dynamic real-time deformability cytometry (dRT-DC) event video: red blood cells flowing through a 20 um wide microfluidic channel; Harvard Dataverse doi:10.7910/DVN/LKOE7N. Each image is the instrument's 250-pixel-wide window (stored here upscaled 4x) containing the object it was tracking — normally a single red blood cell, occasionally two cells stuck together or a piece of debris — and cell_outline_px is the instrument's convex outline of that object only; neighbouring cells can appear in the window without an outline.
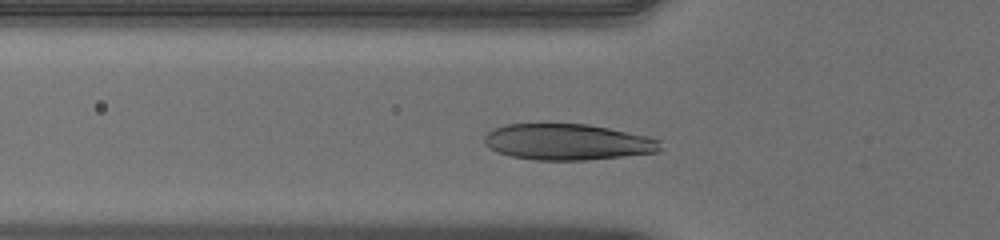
{"species": "human", "species_latin": "Homo sapiens", "temperature_condition": "warm", "stored_images_in_passage": 33, "camera_frame_rate_fps": 3000, "um_per_image_px": 0.085, "donor": {"sex": "male"}, "frame": {"image": 1, "passage_image": 7, "time_ms": 2.0, "image_size_px": [1000, 240], "cell_outline_px": [[660, 148], [656, 152], [624, 156], [584, 160], [532, 160], [512, 156], [496, 152], [484, 144], [484, 136], [492, 128], [504, 124], [588, 124], [608, 128], [644, 136], [660, 140]], "centroid_in_image_um": [48.16, 12.07], "position_along_channel_um": 77.6, "area_um2": 36.88}}
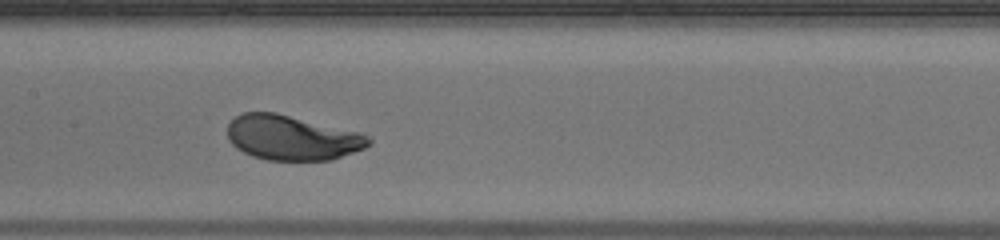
{"frame": {"image": 2, "passage_image": 15, "time_ms": 4.667, "image_size_px": [1000, 240], "cell_outline_px": [[372, 144], [364, 148], [332, 160], [268, 160], [252, 156], [236, 148], [228, 140], [228, 124], [240, 112], [276, 112], [356, 132], [368, 136], [372, 140]], "centroid_in_image_um": [24.79, 11.71], "position_along_channel_um": 182.6, "area_um2": 36.7}}
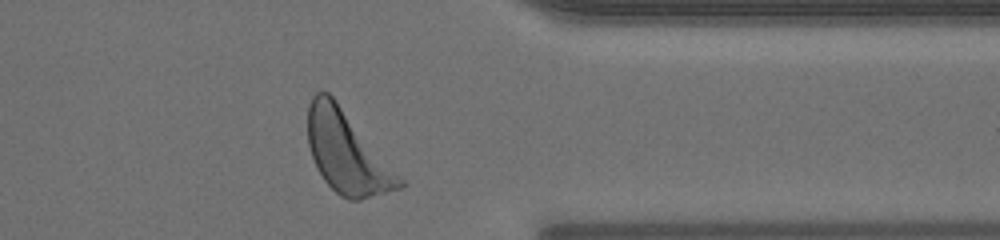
{"frame": {"image": 3, "passage_image": 31, "time_ms": 10.0, "image_size_px": [1000, 240], "cell_outline_px": [[408, 184], [400, 188], [360, 200], [348, 200], [340, 196], [324, 180], [316, 168], [308, 144], [308, 104], [312, 96], [316, 92], [328, 92], [336, 100]], "centroid_in_image_um": [29.49, 12.98], "position_along_channel_um": 381.9, "area_um2": 43.41}, "authors_computed_cell_mechanics": {"area_um2": 36.8764, "velocity_mm_per_s": 3.9083, "shape_relaxation_time_tau1_ms": 1.9458, "shape_relaxation_time_tau2_ms": null, "deformation_change_tau1": 0.1546, "deformation_change_tau2": null}}